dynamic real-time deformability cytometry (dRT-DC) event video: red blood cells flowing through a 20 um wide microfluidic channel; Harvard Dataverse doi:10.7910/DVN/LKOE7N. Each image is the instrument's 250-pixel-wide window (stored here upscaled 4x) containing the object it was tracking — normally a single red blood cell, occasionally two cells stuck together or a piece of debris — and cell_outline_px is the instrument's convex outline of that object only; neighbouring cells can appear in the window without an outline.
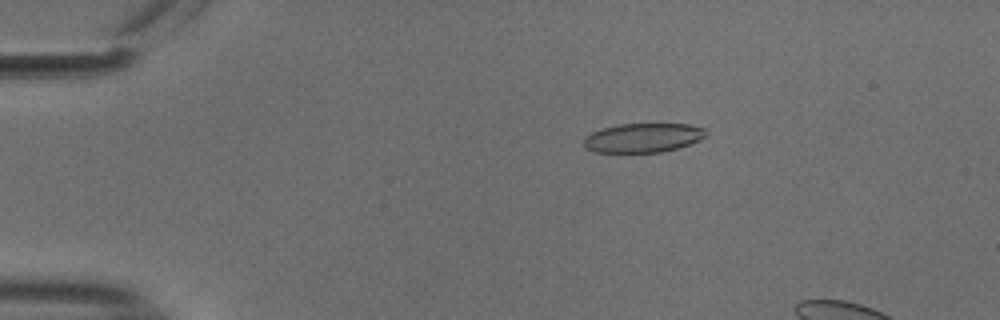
{"species": "common noctule bat (a hibernating species)", "species_latin": "Nyctalus noctula", "temperature_condition": "cold", "stored_images_in_passage": 16, "camera_frame_rate_fps": 3000, "um_per_image_px": 0.085, "animal": {"sex": "male", "body_mass_g": 18.8}, "frame": {"image": 1, "passage_image": 10, "time_ms": 3.0, "image_size_px": [1000, 320], "cell_outline_px": [[708, 136], [700, 140], [676, 148], [660, 152], [596, 152], [584, 148], [584, 136], [592, 132], [616, 124], [692, 124], [704, 128], [708, 132]], "centroid_in_image_um": [54.67, 11.7], "position_along_channel_um": 30.3, "area_um2": 20.87}}